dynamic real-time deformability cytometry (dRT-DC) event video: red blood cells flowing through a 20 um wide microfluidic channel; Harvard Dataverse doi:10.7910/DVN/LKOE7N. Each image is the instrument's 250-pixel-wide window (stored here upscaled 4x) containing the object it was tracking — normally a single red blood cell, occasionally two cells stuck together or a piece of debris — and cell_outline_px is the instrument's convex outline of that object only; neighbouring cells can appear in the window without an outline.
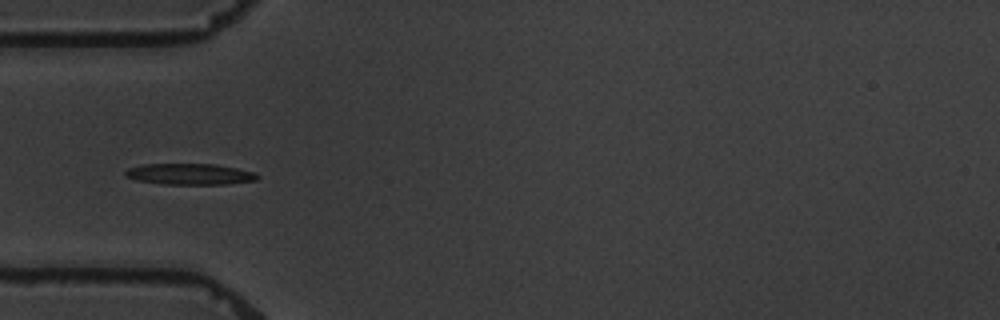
{"species": "common noctule bat (a hibernating species)", "species_latin": "Nyctalus noctula", "temperature_condition": "warm", "stored_images_in_passage": 7, "camera_frame_rate_fps": 3000, "um_per_image_px": 0.085, "animal": {"sex": "male", "body_mass_g": 19.5, "forearm_length_mm": 54.6}, "frame": {"image": 1, "passage_image": 4, "time_ms": 4.333, "image_size_px": [1000, 320], "cell_outline_px": [[260, 176], [256, 180], [224, 184], [164, 184], [136, 180], [124, 176], [124, 172], [128, 168], [144, 164], [216, 164], [236, 168], [252, 172]], "centroid_in_image_um": [16.09, 14.8], "position_along_channel_um": 68.9, "area_um2": 16.13}}
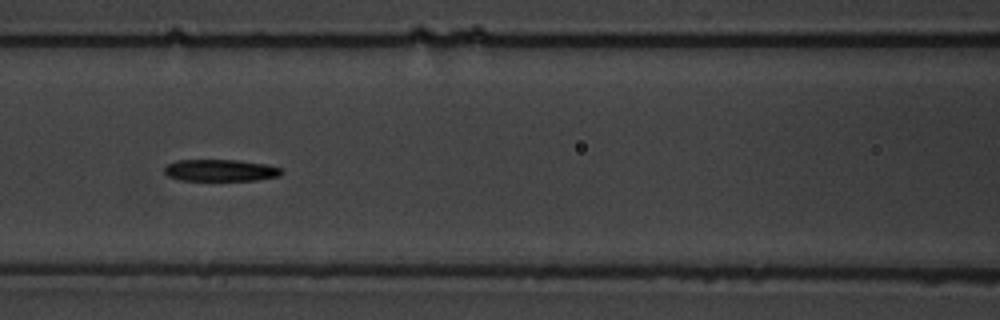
{"frame": {"image": 2, "passage_image": 6, "time_ms": 6.667, "image_size_px": [1000, 320], "cell_outline_px": [[284, 172], [280, 176], [256, 180], [180, 180], [168, 176], [164, 172], [164, 168], [168, 164], [176, 160], [236, 160], [268, 164], [280, 168]], "centroid_in_image_um": [18.76, 14.47], "position_along_channel_um": 147.8, "area_um2": 14.91}}
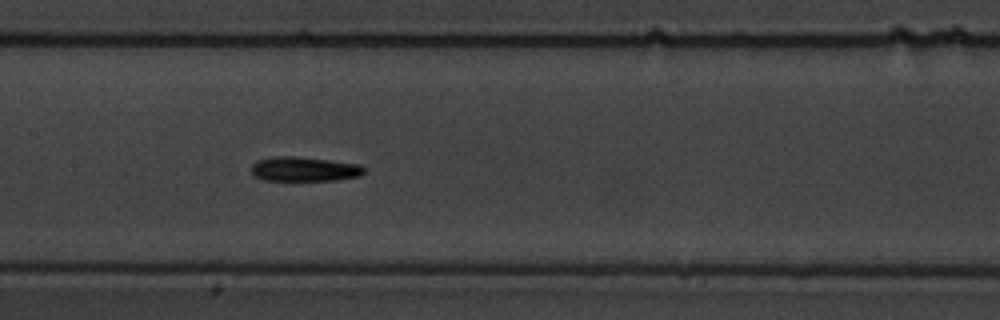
{"frame": {"image": 3, "passage_image": 7, "time_ms": 7.667, "image_size_px": [1000, 320], "cell_outline_px": [[364, 172], [360, 176], [336, 180], [264, 180], [252, 176], [252, 164], [256, 160], [272, 156], [296, 156], [360, 164], [364, 168]], "centroid_in_image_um": [25.82, 14.36], "position_along_channel_um": 181.6, "area_um2": 16.18}}